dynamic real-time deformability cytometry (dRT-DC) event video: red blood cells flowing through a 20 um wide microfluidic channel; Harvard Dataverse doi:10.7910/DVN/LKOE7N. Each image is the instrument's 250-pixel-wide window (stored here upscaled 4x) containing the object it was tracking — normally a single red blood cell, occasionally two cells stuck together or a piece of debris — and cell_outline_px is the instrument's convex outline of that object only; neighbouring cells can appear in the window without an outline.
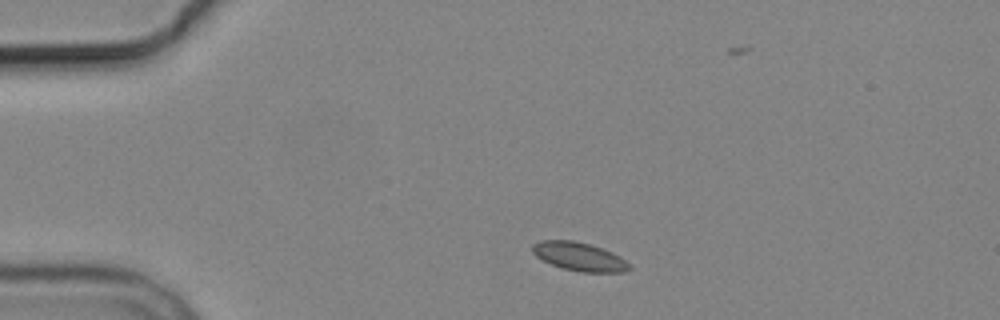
{"species": "common noctule bat (a hibernating species)", "species_latin": "Nyctalus noctula", "temperature_condition": "cold", "stored_images_in_passage": 8, "camera_frame_rate_fps": 3000, "um_per_image_px": 0.085, "animal": {"sex": "male", "body_mass_g": 19.2, "forearm_length_mm": 51.8}, "frame": {"image": 1, "passage_image": 1, "time_ms": 0.0, "image_size_px": [1000, 320], "cell_outline_px": [[632, 268], [624, 272], [580, 272], [564, 268], [552, 264], [536, 256], [532, 252], [532, 244], [540, 240], [572, 240], [588, 244], [612, 252], [624, 260]], "centroid_in_image_um": [49.21, 21.81], "position_along_channel_um": 35.8, "area_um2": 15.84}}
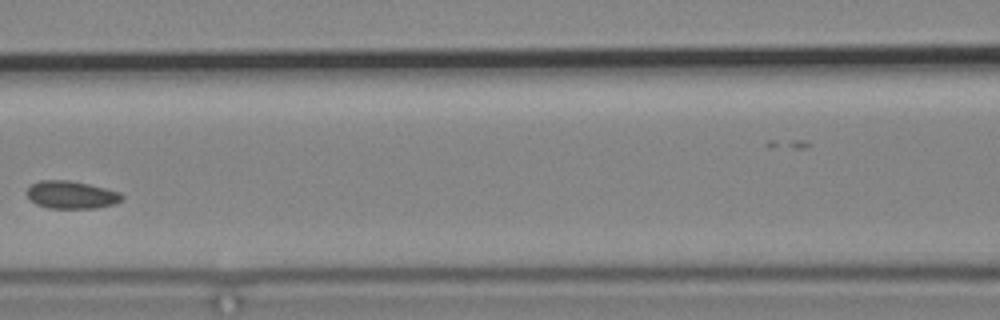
{"frame": {"image": 2, "passage_image": 5, "time_ms": 4.667, "image_size_px": [1000, 320], "cell_outline_px": [[124, 196], [116, 204], [96, 208], [48, 208], [36, 204], [28, 196], [28, 188], [32, 184], [40, 180], [68, 180], [88, 184], [120, 192]], "centroid_in_image_um": [6.08, 16.56], "position_along_channel_um": 160.5, "area_um2": 15.2}}
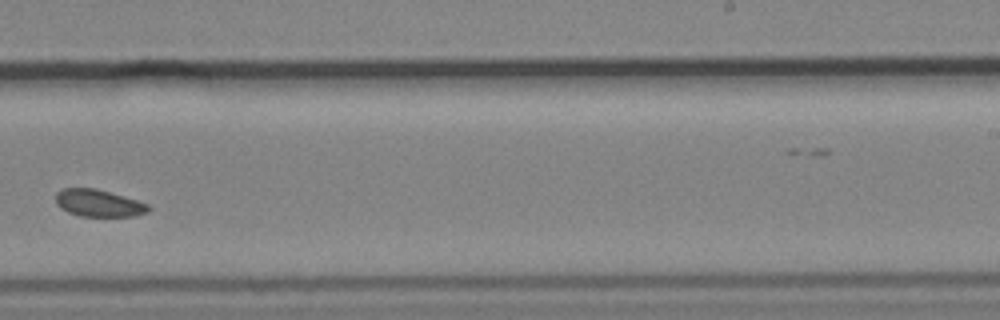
{"frame": {"image": 3, "passage_image": 8, "time_ms": 8.0, "image_size_px": [1000, 320], "cell_outline_px": [[148, 212], [136, 216], [80, 216], [68, 212], [60, 208], [56, 204], [56, 192], [60, 188], [96, 188], [136, 200], [148, 204]], "centroid_in_image_um": [8.33, 17.26], "position_along_channel_um": 280.7, "area_um2": 14.62}}